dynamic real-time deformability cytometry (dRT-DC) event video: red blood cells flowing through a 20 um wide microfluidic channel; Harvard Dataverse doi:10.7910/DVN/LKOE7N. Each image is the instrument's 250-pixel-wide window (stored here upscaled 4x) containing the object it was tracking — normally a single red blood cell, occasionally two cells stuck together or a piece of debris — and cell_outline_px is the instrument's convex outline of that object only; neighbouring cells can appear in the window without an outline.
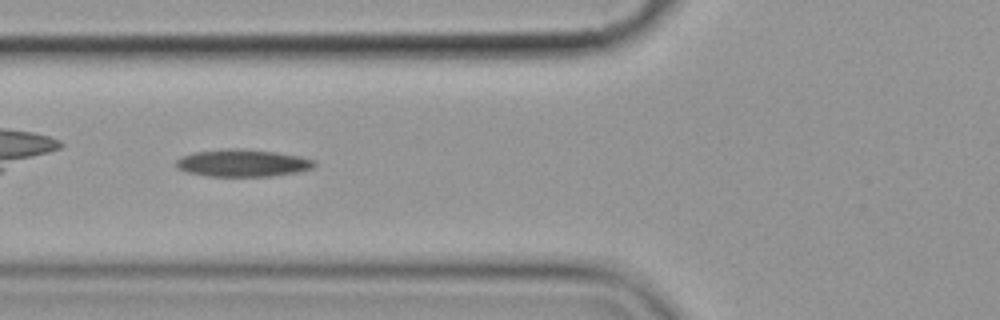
{"species": "common noctule bat (a hibernating species)", "species_latin": "Nyctalus noctula", "temperature_condition": "cold", "stored_images_in_passage": 6, "camera_frame_rate_fps": 3000, "um_per_image_px": 0.085, "animal": {"sex": "female", "body_mass_g": 19.9}, "frame": {"image": 1, "passage_image": 5, "time_ms": 5.667, "image_size_px": [1000, 320], "cell_outline_px": [[316, 164], [312, 168], [300, 172], [272, 176], [204, 176], [188, 172], [176, 168], [176, 160], [192, 152], [228, 148], [240, 148], [276, 152], [296, 156], [312, 160]], "centroid_in_image_um": [20.59, 13.86], "position_along_channel_um": 105.2, "area_um2": 21.96}}